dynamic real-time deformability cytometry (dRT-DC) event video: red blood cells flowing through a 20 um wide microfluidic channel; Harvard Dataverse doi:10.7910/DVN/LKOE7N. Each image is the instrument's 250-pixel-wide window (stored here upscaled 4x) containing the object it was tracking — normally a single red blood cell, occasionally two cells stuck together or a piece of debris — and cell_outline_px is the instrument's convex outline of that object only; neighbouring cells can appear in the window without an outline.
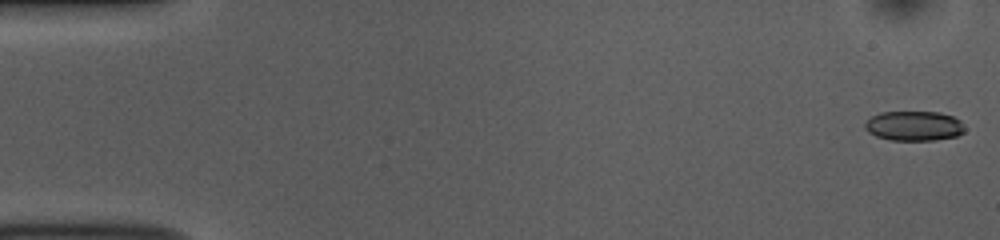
{"species": "common noctule bat (a hibernating species)", "species_latin": "Nyctalus noctula", "temperature_condition": "room temperature", "stored_images_in_passage": 52, "camera_frame_rate_fps": 3000, "um_per_image_px": 0.085, "animal": {"sex": "female", "body_mass_g": 10.0, "forearm_length_mm": 53.1}, "frame": {"image": 1, "passage_image": 1, "time_ms": 0.0, "image_size_px": [1000, 240], "cell_outline_px": [[964, 132], [956, 136], [936, 140], [892, 140], [876, 136], [868, 132], [864, 128], [864, 124], [872, 116], [880, 112], [940, 112], [952, 116], [960, 120], [964, 128]], "centroid_in_image_um": [77.68, 10.7], "position_along_channel_um": 7.3, "area_um2": 17.28}}
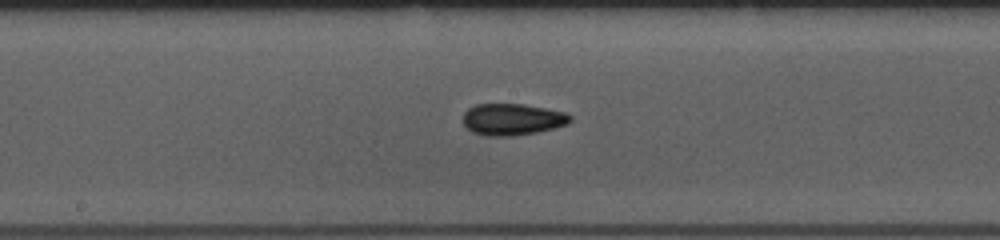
{"frame": {"image": 2, "passage_image": 27, "time_ms": 8.667, "image_size_px": [1000, 240], "cell_outline_px": [[572, 120], [568, 124], [536, 132], [512, 136], [488, 136], [472, 132], [464, 124], [464, 112], [468, 108], [476, 104], [524, 104], [568, 112], [572, 116]], "centroid_in_image_um": [43.58, 10.14], "position_along_channel_um": 204.6, "area_um2": 19.83}}
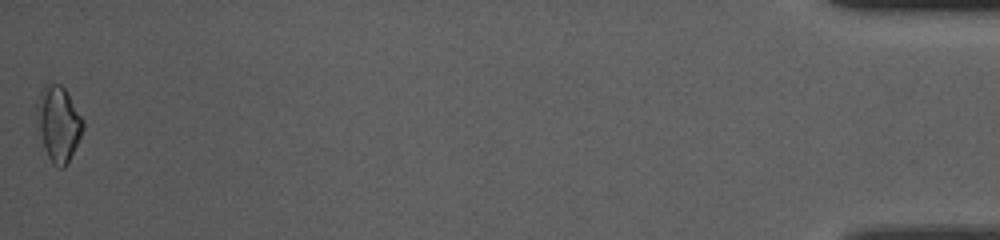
{"frame": {"image": 3, "passage_image": 52, "time_ms": 17.0, "image_size_px": [1000, 240], "cell_outline_px": [[84, 128], [68, 164], [64, 168], [60, 168], [52, 164], [48, 156], [44, 144], [36, 112], [36, 104], [40, 92], [44, 84], [48, 80], [60, 84], [64, 88], [84, 120]], "centroid_in_image_um": [4.98, 10.47], "position_along_channel_um": 430.2, "area_um2": 20.11}, "authors_computed_cell_mechanics": {"area_um2": 18.5827, "velocity_mm_per_s": 3.8539, "shape_relaxation_time_tau1_ms": 8.1022, "shape_relaxation_time_tau2_ms": 4.1493, "deformation_change_tau1": 0.1359, "deformation_change_tau2": 0.0974}}